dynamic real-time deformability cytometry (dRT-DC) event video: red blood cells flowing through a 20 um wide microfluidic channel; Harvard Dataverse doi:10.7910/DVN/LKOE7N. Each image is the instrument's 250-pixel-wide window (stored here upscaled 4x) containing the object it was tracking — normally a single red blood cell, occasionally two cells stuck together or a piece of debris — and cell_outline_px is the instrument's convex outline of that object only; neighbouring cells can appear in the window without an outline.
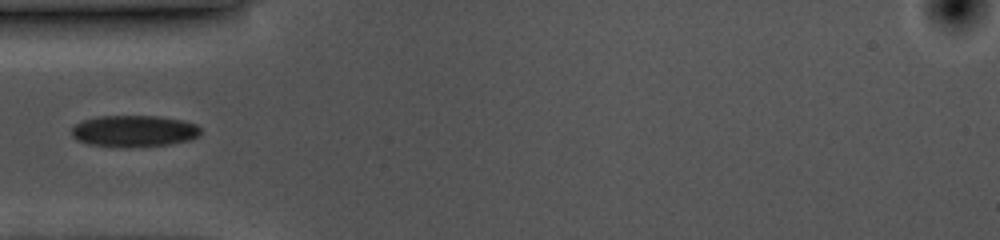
{"species": "common noctule bat (a hibernating species)", "species_latin": "Nyctalus noctula", "temperature_condition": "cold", "stored_images_in_passage": 20, "camera_frame_rate_fps": 3000, "um_per_image_px": 0.085, "animal": {"sex": "female", "body_mass_g": 10.0, "forearm_length_mm": 53.1}, "frame": {"image": 1, "passage_image": 1, "time_ms": 0.0, "image_size_px": [1000, 240], "cell_outline_px": [[200, 136], [188, 140], [168, 144], [128, 148], [124, 148], [88, 144], [76, 140], [72, 136], [72, 128], [76, 124], [84, 120], [96, 116], [160, 116], [184, 120], [196, 124], [200, 128]], "centroid_in_image_um": [11.39, 11.14], "position_along_channel_um": 73.6, "area_um2": 23.99}}
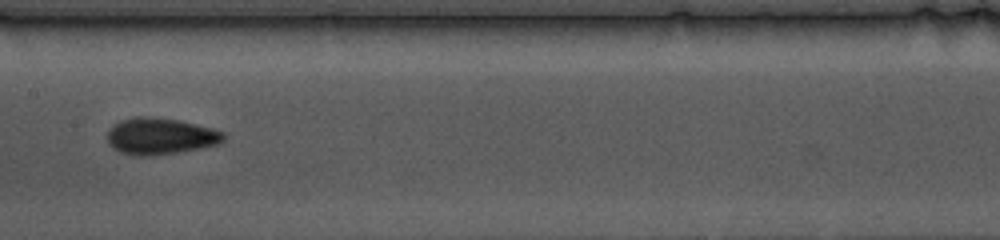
{"frame": {"image": 2, "passage_image": 11, "time_ms": 3.333, "image_size_px": [1000, 240], "cell_outline_px": [[224, 140], [216, 144], [176, 152], [148, 156], [136, 156], [120, 152], [112, 148], [108, 144], [108, 128], [112, 124], [120, 120], [136, 116], [152, 116], [180, 120], [212, 128], [224, 132]], "centroid_in_image_um": [13.56, 11.55], "position_along_channel_um": 193.8, "area_um2": 24.8}}
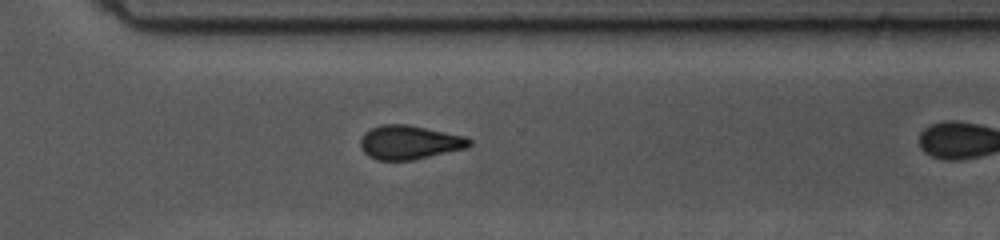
{"frame": {"image": 3, "passage_image": 19, "time_ms": 6.0, "image_size_px": [1000, 240], "cell_outline_px": [[472, 144], [468, 148], [412, 160], [376, 160], [368, 156], [360, 148], [360, 140], [364, 132], [380, 124], [408, 124], [468, 136], [472, 140]], "centroid_in_image_um": [34.82, 12.09], "position_along_channel_um": 335.8, "area_um2": 21.91}}